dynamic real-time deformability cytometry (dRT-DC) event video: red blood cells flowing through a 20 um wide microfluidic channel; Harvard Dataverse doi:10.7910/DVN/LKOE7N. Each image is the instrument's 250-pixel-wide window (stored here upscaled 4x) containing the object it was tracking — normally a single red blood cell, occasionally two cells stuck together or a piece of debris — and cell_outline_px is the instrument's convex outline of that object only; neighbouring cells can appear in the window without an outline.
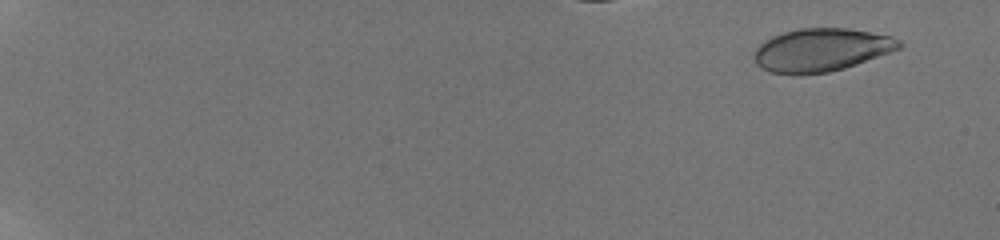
{"species": "human", "species_latin": "Homo sapiens", "temperature_condition": "room temperature", "stored_images_in_passage": 11, "camera_frame_rate_fps": 3000, "um_per_image_px": 0.085, "donor": {"sex": "male"}, "frame": {"image": 1, "passage_image": 2, "time_ms": 1.0, "image_size_px": [1000, 240], "cell_outline_px": [[904, 44], [900, 48], [892, 52], [844, 68], [828, 72], [792, 76], [772, 72], [760, 68], [756, 64], [756, 48], [764, 40], [772, 36], [784, 32], [800, 28], [848, 28], [892, 36], [900, 40]], "centroid_in_image_um": [69.82, 4.25], "position_along_channel_um": 15.2, "area_um2": 36.59}}
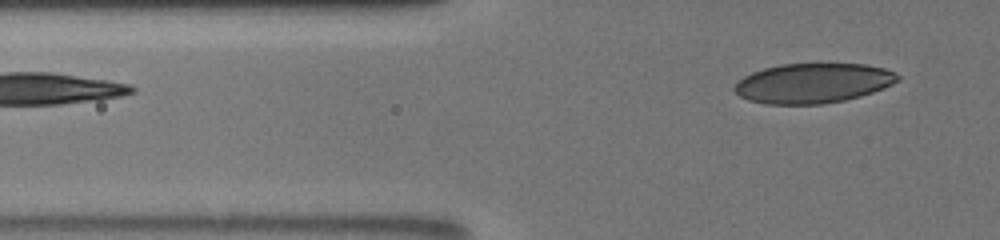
{"frame": {"image": 2, "passage_image": 11, "time_ms": 6.667, "image_size_px": [1000, 240], "cell_outline_px": [[900, 80], [884, 88], [860, 96], [844, 100], [820, 104], [764, 104], [748, 100], [740, 96], [732, 88], [736, 80], [752, 72], [764, 68], [780, 64], [864, 64], [884, 68], [900, 76]], "centroid_in_image_um": [69.06, 7.07], "position_along_channel_um": 56.7, "area_um2": 37.92}}